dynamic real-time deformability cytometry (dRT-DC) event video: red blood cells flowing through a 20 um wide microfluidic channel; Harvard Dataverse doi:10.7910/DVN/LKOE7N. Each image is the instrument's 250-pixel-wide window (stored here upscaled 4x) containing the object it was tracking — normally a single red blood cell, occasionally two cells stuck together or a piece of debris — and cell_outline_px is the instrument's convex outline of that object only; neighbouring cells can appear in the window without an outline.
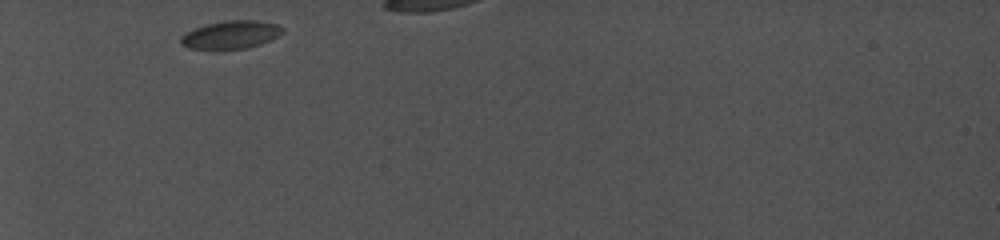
{"species": "common noctule bat (a hibernating species)", "species_latin": "Nyctalus noctula", "temperature_condition": "cold", "stored_images_in_passage": 7, "camera_frame_rate_fps": 5000, "um_per_image_px": 0.085, "animal": {"sex": "female", "body_mass_g": 19.0, "forearm_length_mm": 56.7}, "frame": {"image": 1, "passage_image": 1, "time_ms": 0.0, "image_size_px": [1000, 240], "cell_outline_px": [[284, 32], [280, 36], [260, 44], [244, 48], [188, 48], [180, 44], [180, 36], [192, 28], [204, 24], [224, 20], [256, 20], [276, 24], [284, 28]], "centroid_in_image_um": [19.62, 2.92], "position_along_channel_um": 65.4, "area_um2": 16.65}}